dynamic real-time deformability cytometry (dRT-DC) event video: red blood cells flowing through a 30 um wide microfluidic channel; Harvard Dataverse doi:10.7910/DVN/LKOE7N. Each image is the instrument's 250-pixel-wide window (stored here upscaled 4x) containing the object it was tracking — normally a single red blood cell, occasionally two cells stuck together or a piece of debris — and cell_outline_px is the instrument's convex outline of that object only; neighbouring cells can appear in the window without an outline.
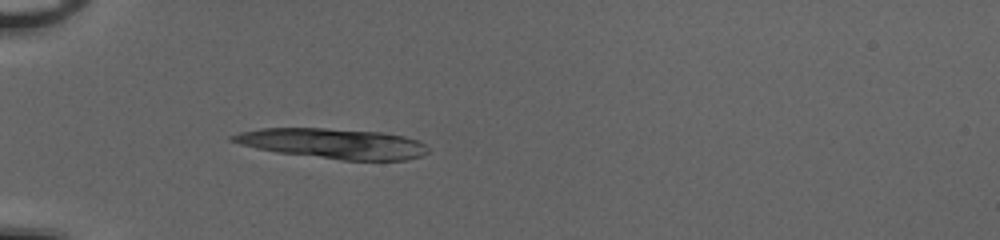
{"species": "common noctule bat (a hibernating species)", "species_latin": "Nyctalus noctula", "temperature_condition": "cold", "stored_images_in_passage": 37, "camera_frame_rate_fps": 3000, "um_per_image_px": 0.085, "animal": {"sex": "female", "body_mass_g": 20.0, "forearm_length_mm": 54.0}, "frame": {"image": 1, "passage_image": 6, "time_ms": 1.667, "image_size_px": [1000, 240], "cell_outline_px": [[428, 152], [420, 156], [404, 160], [344, 160], [276, 152], [240, 144], [228, 140], [228, 136], [240, 132], [260, 128], [324, 128], [380, 132], [404, 136], [416, 140], [424, 144], [428, 148]], "centroid_in_image_um": [28.27, 12.19], "position_along_channel_um": 56.7, "area_um2": 34.16}, "authors_computed_cell_mechanics": {"area_um2": 19.1896, "velocity_mm_per_s": 4.0831, "shape_relaxation_time_tau1_ms": 9.3415, "shape_relaxation_time_tau2_ms": 1.6571, "deformation_change_tau1": 0.1715, "deformation_change_tau2": 0.0685}}